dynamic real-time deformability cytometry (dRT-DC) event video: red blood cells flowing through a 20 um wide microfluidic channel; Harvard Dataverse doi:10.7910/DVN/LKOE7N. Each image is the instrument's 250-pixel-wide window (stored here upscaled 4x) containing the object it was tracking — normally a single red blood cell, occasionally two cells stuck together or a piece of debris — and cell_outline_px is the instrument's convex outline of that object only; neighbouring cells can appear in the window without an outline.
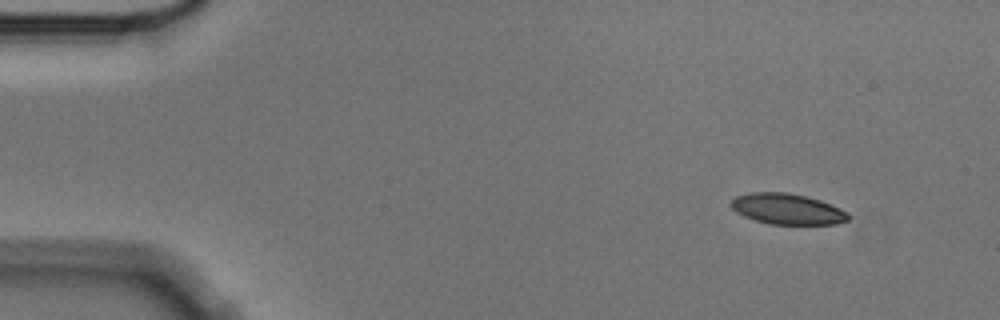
{"species": "Egyptian fruit bat (a non-hibernating species)", "species_latin": "Rousettus aegyptiacus", "temperature_condition": "cold", "stored_images_in_passage": 5, "segment_of_instrument_passage": [1, 2], "camera_frame_rate_fps": 3000, "um_per_image_px": 0.085, "animal": {"sex": "male"}, "frame": {"image": 1, "passage_image": 1, "time_ms": 0.0, "image_size_px": [1000, 320], "cell_outline_px": [[848, 220], [836, 224], [768, 224], [744, 216], [736, 212], [732, 208], [732, 200], [736, 196], [748, 192], [788, 192], [820, 200], [840, 208], [848, 212]], "centroid_in_image_um": [66.91, 17.76], "position_along_channel_um": 18.1, "area_um2": 20.92}}